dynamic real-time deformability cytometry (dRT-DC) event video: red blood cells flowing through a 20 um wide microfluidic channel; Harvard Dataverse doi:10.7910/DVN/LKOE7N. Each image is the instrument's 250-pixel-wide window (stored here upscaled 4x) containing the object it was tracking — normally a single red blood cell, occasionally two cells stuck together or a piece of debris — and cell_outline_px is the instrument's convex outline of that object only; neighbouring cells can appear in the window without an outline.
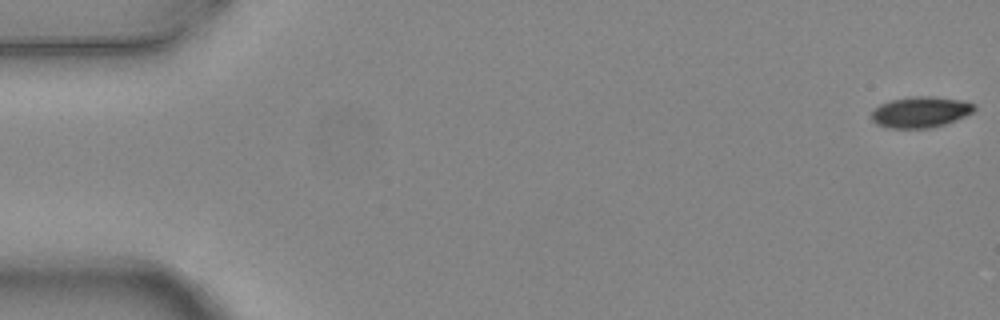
{"species": "common noctule bat (a hibernating species)", "species_latin": "Nyctalus noctula", "temperature_condition": "warm", "stored_images_in_passage": 7, "camera_frame_rate_fps": 3000, "um_per_image_px": 0.085, "animal": {"sex": "female", "body_mass_g": 24.6, "forearm_length_mm": 56.2}, "frame": {"image": 1, "passage_image": 1, "time_ms": 0.0, "image_size_px": [1000, 320], "cell_outline_px": [[976, 108], [972, 112], [956, 120], [944, 124], [928, 128], [888, 128], [876, 124], [872, 120], [872, 112], [880, 104], [892, 100], [916, 96], [932, 96], [960, 100], [976, 104]], "centroid_in_image_um": [78.25, 9.53], "position_along_channel_um": 6.8, "area_um2": 18.38}}
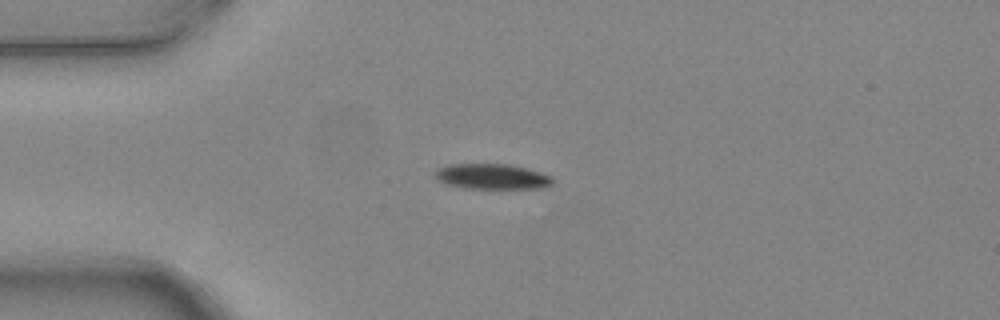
{"frame": {"image": 2, "passage_image": 6, "time_ms": 1.667, "image_size_px": [1000, 320], "cell_outline_px": [[552, 184], [544, 188], [464, 188], [448, 184], [440, 180], [432, 172], [436, 168], [448, 164], [512, 164], [528, 168], [552, 176]], "centroid_in_image_um": [41.82, 14.99], "position_along_channel_um": 43.2, "area_um2": 17.46}}